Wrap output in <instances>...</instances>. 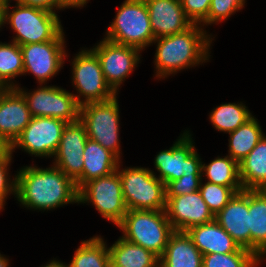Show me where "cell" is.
<instances>
[{
	"instance_id": "6da1fadb",
	"label": "cell",
	"mask_w": 266,
	"mask_h": 267,
	"mask_svg": "<svg viewBox=\"0 0 266 267\" xmlns=\"http://www.w3.org/2000/svg\"><path fill=\"white\" fill-rule=\"evenodd\" d=\"M16 179L17 200L25 207L48 210L59 206L78 203V189L75 182L58 167L21 168Z\"/></svg>"
},
{
	"instance_id": "7a4b0ae2",
	"label": "cell",
	"mask_w": 266,
	"mask_h": 267,
	"mask_svg": "<svg viewBox=\"0 0 266 267\" xmlns=\"http://www.w3.org/2000/svg\"><path fill=\"white\" fill-rule=\"evenodd\" d=\"M193 24L187 30L154 39L157 42L155 53L156 77L160 79L175 74L182 69L196 66L208 60L212 38Z\"/></svg>"
},
{
	"instance_id": "3957f363",
	"label": "cell",
	"mask_w": 266,
	"mask_h": 267,
	"mask_svg": "<svg viewBox=\"0 0 266 267\" xmlns=\"http://www.w3.org/2000/svg\"><path fill=\"white\" fill-rule=\"evenodd\" d=\"M125 240L140 245L160 258L175 231L165 210H127L117 226Z\"/></svg>"
},
{
	"instance_id": "277c9868",
	"label": "cell",
	"mask_w": 266,
	"mask_h": 267,
	"mask_svg": "<svg viewBox=\"0 0 266 267\" xmlns=\"http://www.w3.org/2000/svg\"><path fill=\"white\" fill-rule=\"evenodd\" d=\"M9 4L5 5L4 23H9L16 32L12 42L19 46L54 40L63 31L56 13L18 3L10 12Z\"/></svg>"
},
{
	"instance_id": "5b68a950",
	"label": "cell",
	"mask_w": 266,
	"mask_h": 267,
	"mask_svg": "<svg viewBox=\"0 0 266 267\" xmlns=\"http://www.w3.org/2000/svg\"><path fill=\"white\" fill-rule=\"evenodd\" d=\"M105 39L143 50L155 37L144 0H125L108 26Z\"/></svg>"
},
{
	"instance_id": "8992f818",
	"label": "cell",
	"mask_w": 266,
	"mask_h": 267,
	"mask_svg": "<svg viewBox=\"0 0 266 267\" xmlns=\"http://www.w3.org/2000/svg\"><path fill=\"white\" fill-rule=\"evenodd\" d=\"M117 171L121 179L127 210H165V184L154 171L142 167H129Z\"/></svg>"
},
{
	"instance_id": "52a82bcc",
	"label": "cell",
	"mask_w": 266,
	"mask_h": 267,
	"mask_svg": "<svg viewBox=\"0 0 266 267\" xmlns=\"http://www.w3.org/2000/svg\"><path fill=\"white\" fill-rule=\"evenodd\" d=\"M116 98L80 106L79 120L85 125L89 139L100 143L120 160L119 105Z\"/></svg>"
},
{
	"instance_id": "ba28073f",
	"label": "cell",
	"mask_w": 266,
	"mask_h": 267,
	"mask_svg": "<svg viewBox=\"0 0 266 267\" xmlns=\"http://www.w3.org/2000/svg\"><path fill=\"white\" fill-rule=\"evenodd\" d=\"M87 202H92L103 218L116 226L121 223L127 206L117 170L105 177L92 179L78 189V204Z\"/></svg>"
},
{
	"instance_id": "9c48e42d",
	"label": "cell",
	"mask_w": 266,
	"mask_h": 267,
	"mask_svg": "<svg viewBox=\"0 0 266 267\" xmlns=\"http://www.w3.org/2000/svg\"><path fill=\"white\" fill-rule=\"evenodd\" d=\"M73 83L79 95L73 94L80 106L87 103L105 102L117 94L105 81L100 60L91 50H82L72 62ZM80 96L85 100H81Z\"/></svg>"
},
{
	"instance_id": "30bf717a",
	"label": "cell",
	"mask_w": 266,
	"mask_h": 267,
	"mask_svg": "<svg viewBox=\"0 0 266 267\" xmlns=\"http://www.w3.org/2000/svg\"><path fill=\"white\" fill-rule=\"evenodd\" d=\"M15 88L23 95L33 117L58 118L66 123L79 120L80 105L72 93L56 86H43L31 93Z\"/></svg>"
},
{
	"instance_id": "8fae6325",
	"label": "cell",
	"mask_w": 266,
	"mask_h": 267,
	"mask_svg": "<svg viewBox=\"0 0 266 267\" xmlns=\"http://www.w3.org/2000/svg\"><path fill=\"white\" fill-rule=\"evenodd\" d=\"M183 135L168 150L160 151L155 157L154 166L160 173L158 178L166 185L187 174H201L202 163L191 135Z\"/></svg>"
},
{
	"instance_id": "7c38bea8",
	"label": "cell",
	"mask_w": 266,
	"mask_h": 267,
	"mask_svg": "<svg viewBox=\"0 0 266 267\" xmlns=\"http://www.w3.org/2000/svg\"><path fill=\"white\" fill-rule=\"evenodd\" d=\"M64 32L54 40L21 45L23 75L30 72L41 84L59 72L66 58Z\"/></svg>"
},
{
	"instance_id": "4fadbf2b",
	"label": "cell",
	"mask_w": 266,
	"mask_h": 267,
	"mask_svg": "<svg viewBox=\"0 0 266 267\" xmlns=\"http://www.w3.org/2000/svg\"><path fill=\"white\" fill-rule=\"evenodd\" d=\"M66 124L58 118L32 117L21 135L12 144V152L17 147H21L31 155L54 156Z\"/></svg>"
},
{
	"instance_id": "5bb4252c",
	"label": "cell",
	"mask_w": 266,
	"mask_h": 267,
	"mask_svg": "<svg viewBox=\"0 0 266 267\" xmlns=\"http://www.w3.org/2000/svg\"><path fill=\"white\" fill-rule=\"evenodd\" d=\"M99 58L107 84L116 93L122 81L138 64L140 49L103 39L91 49Z\"/></svg>"
},
{
	"instance_id": "9a60e30c",
	"label": "cell",
	"mask_w": 266,
	"mask_h": 267,
	"mask_svg": "<svg viewBox=\"0 0 266 267\" xmlns=\"http://www.w3.org/2000/svg\"><path fill=\"white\" fill-rule=\"evenodd\" d=\"M88 135L85 125L77 120L63 128L61 140L54 154V166L58 167L74 182L82 175L84 160L82 155Z\"/></svg>"
},
{
	"instance_id": "2e32d148",
	"label": "cell",
	"mask_w": 266,
	"mask_h": 267,
	"mask_svg": "<svg viewBox=\"0 0 266 267\" xmlns=\"http://www.w3.org/2000/svg\"><path fill=\"white\" fill-rule=\"evenodd\" d=\"M165 213L176 231H187L193 226L214 220L213 213L209 210L199 191L166 197Z\"/></svg>"
},
{
	"instance_id": "e0dca14e",
	"label": "cell",
	"mask_w": 266,
	"mask_h": 267,
	"mask_svg": "<svg viewBox=\"0 0 266 267\" xmlns=\"http://www.w3.org/2000/svg\"><path fill=\"white\" fill-rule=\"evenodd\" d=\"M23 95L16 88L0 90V136L11 145L32 119Z\"/></svg>"
},
{
	"instance_id": "ac0fdd59",
	"label": "cell",
	"mask_w": 266,
	"mask_h": 267,
	"mask_svg": "<svg viewBox=\"0 0 266 267\" xmlns=\"http://www.w3.org/2000/svg\"><path fill=\"white\" fill-rule=\"evenodd\" d=\"M155 39L181 33L193 23L183 11L180 0H144Z\"/></svg>"
},
{
	"instance_id": "d6986e66",
	"label": "cell",
	"mask_w": 266,
	"mask_h": 267,
	"mask_svg": "<svg viewBox=\"0 0 266 267\" xmlns=\"http://www.w3.org/2000/svg\"><path fill=\"white\" fill-rule=\"evenodd\" d=\"M214 219L241 248L250 251L248 190L235 193Z\"/></svg>"
},
{
	"instance_id": "ffe728a7",
	"label": "cell",
	"mask_w": 266,
	"mask_h": 267,
	"mask_svg": "<svg viewBox=\"0 0 266 267\" xmlns=\"http://www.w3.org/2000/svg\"><path fill=\"white\" fill-rule=\"evenodd\" d=\"M186 232L202 255L233 253L241 249L215 219L202 225L193 226Z\"/></svg>"
},
{
	"instance_id": "44dd1931",
	"label": "cell",
	"mask_w": 266,
	"mask_h": 267,
	"mask_svg": "<svg viewBox=\"0 0 266 267\" xmlns=\"http://www.w3.org/2000/svg\"><path fill=\"white\" fill-rule=\"evenodd\" d=\"M82 175L75 181L76 188L79 189L86 182L100 177H105L117 170L119 159L100 143L87 139L84 152Z\"/></svg>"
},
{
	"instance_id": "7402d4cb",
	"label": "cell",
	"mask_w": 266,
	"mask_h": 267,
	"mask_svg": "<svg viewBox=\"0 0 266 267\" xmlns=\"http://www.w3.org/2000/svg\"><path fill=\"white\" fill-rule=\"evenodd\" d=\"M202 253L186 231H174L159 258L161 267H202Z\"/></svg>"
},
{
	"instance_id": "603a6c76",
	"label": "cell",
	"mask_w": 266,
	"mask_h": 267,
	"mask_svg": "<svg viewBox=\"0 0 266 267\" xmlns=\"http://www.w3.org/2000/svg\"><path fill=\"white\" fill-rule=\"evenodd\" d=\"M250 251L266 256V190H248Z\"/></svg>"
},
{
	"instance_id": "cb8c5ba5",
	"label": "cell",
	"mask_w": 266,
	"mask_h": 267,
	"mask_svg": "<svg viewBox=\"0 0 266 267\" xmlns=\"http://www.w3.org/2000/svg\"><path fill=\"white\" fill-rule=\"evenodd\" d=\"M243 190H266V136L239 162Z\"/></svg>"
},
{
	"instance_id": "d4e9b609",
	"label": "cell",
	"mask_w": 266,
	"mask_h": 267,
	"mask_svg": "<svg viewBox=\"0 0 266 267\" xmlns=\"http://www.w3.org/2000/svg\"><path fill=\"white\" fill-rule=\"evenodd\" d=\"M111 267H154L159 258L140 245L120 237L110 248Z\"/></svg>"
},
{
	"instance_id": "484cf974",
	"label": "cell",
	"mask_w": 266,
	"mask_h": 267,
	"mask_svg": "<svg viewBox=\"0 0 266 267\" xmlns=\"http://www.w3.org/2000/svg\"><path fill=\"white\" fill-rule=\"evenodd\" d=\"M228 134L230 135L229 156L238 163L254 149L265 135L255 117Z\"/></svg>"
},
{
	"instance_id": "4316f807",
	"label": "cell",
	"mask_w": 266,
	"mask_h": 267,
	"mask_svg": "<svg viewBox=\"0 0 266 267\" xmlns=\"http://www.w3.org/2000/svg\"><path fill=\"white\" fill-rule=\"evenodd\" d=\"M201 174L208 178L207 182L231 187L236 193L243 190L239 177V163L229 155L224 158L218 157L208 165L202 164Z\"/></svg>"
},
{
	"instance_id": "83f0119b",
	"label": "cell",
	"mask_w": 266,
	"mask_h": 267,
	"mask_svg": "<svg viewBox=\"0 0 266 267\" xmlns=\"http://www.w3.org/2000/svg\"><path fill=\"white\" fill-rule=\"evenodd\" d=\"M68 265L69 267H111L107 245L100 236L82 241Z\"/></svg>"
},
{
	"instance_id": "f1b7e54d",
	"label": "cell",
	"mask_w": 266,
	"mask_h": 267,
	"mask_svg": "<svg viewBox=\"0 0 266 267\" xmlns=\"http://www.w3.org/2000/svg\"><path fill=\"white\" fill-rule=\"evenodd\" d=\"M252 117L242 103H226L213 109L209 118L216 130L231 133Z\"/></svg>"
},
{
	"instance_id": "f546056e",
	"label": "cell",
	"mask_w": 266,
	"mask_h": 267,
	"mask_svg": "<svg viewBox=\"0 0 266 267\" xmlns=\"http://www.w3.org/2000/svg\"><path fill=\"white\" fill-rule=\"evenodd\" d=\"M18 75H23V57L21 47L17 43L0 42V86L15 88L12 81Z\"/></svg>"
},
{
	"instance_id": "4dcf8cb0",
	"label": "cell",
	"mask_w": 266,
	"mask_h": 267,
	"mask_svg": "<svg viewBox=\"0 0 266 267\" xmlns=\"http://www.w3.org/2000/svg\"><path fill=\"white\" fill-rule=\"evenodd\" d=\"M260 259L251 251L241 248L233 253L203 255L202 267H257Z\"/></svg>"
},
{
	"instance_id": "1f68e13d",
	"label": "cell",
	"mask_w": 266,
	"mask_h": 267,
	"mask_svg": "<svg viewBox=\"0 0 266 267\" xmlns=\"http://www.w3.org/2000/svg\"><path fill=\"white\" fill-rule=\"evenodd\" d=\"M199 192L214 216L222 210L236 193L231 187L210 182L200 183Z\"/></svg>"
},
{
	"instance_id": "d6a6232c",
	"label": "cell",
	"mask_w": 266,
	"mask_h": 267,
	"mask_svg": "<svg viewBox=\"0 0 266 267\" xmlns=\"http://www.w3.org/2000/svg\"><path fill=\"white\" fill-rule=\"evenodd\" d=\"M244 3L245 0H211L208 17L203 22V26L227 19L231 14L242 9Z\"/></svg>"
},
{
	"instance_id": "836d02e7",
	"label": "cell",
	"mask_w": 266,
	"mask_h": 267,
	"mask_svg": "<svg viewBox=\"0 0 266 267\" xmlns=\"http://www.w3.org/2000/svg\"><path fill=\"white\" fill-rule=\"evenodd\" d=\"M202 174H187L165 185L166 197L190 194L199 191Z\"/></svg>"
},
{
	"instance_id": "e575fe53",
	"label": "cell",
	"mask_w": 266,
	"mask_h": 267,
	"mask_svg": "<svg viewBox=\"0 0 266 267\" xmlns=\"http://www.w3.org/2000/svg\"><path fill=\"white\" fill-rule=\"evenodd\" d=\"M183 11L187 18L193 23L202 25L210 10L211 0H180Z\"/></svg>"
},
{
	"instance_id": "d590c367",
	"label": "cell",
	"mask_w": 266,
	"mask_h": 267,
	"mask_svg": "<svg viewBox=\"0 0 266 267\" xmlns=\"http://www.w3.org/2000/svg\"><path fill=\"white\" fill-rule=\"evenodd\" d=\"M12 154L4 161H0V210L3 209L5 199L10 193L16 195V179L12 182L8 178L9 164L11 163Z\"/></svg>"
},
{
	"instance_id": "8d00e7d4",
	"label": "cell",
	"mask_w": 266,
	"mask_h": 267,
	"mask_svg": "<svg viewBox=\"0 0 266 267\" xmlns=\"http://www.w3.org/2000/svg\"><path fill=\"white\" fill-rule=\"evenodd\" d=\"M16 3L27 5V6H34L49 10L55 13V9H65L62 3L59 0H16ZM54 9V10H53Z\"/></svg>"
},
{
	"instance_id": "74e56055",
	"label": "cell",
	"mask_w": 266,
	"mask_h": 267,
	"mask_svg": "<svg viewBox=\"0 0 266 267\" xmlns=\"http://www.w3.org/2000/svg\"><path fill=\"white\" fill-rule=\"evenodd\" d=\"M12 154V145L0 136V161L6 160Z\"/></svg>"
},
{
	"instance_id": "f35d334b",
	"label": "cell",
	"mask_w": 266,
	"mask_h": 267,
	"mask_svg": "<svg viewBox=\"0 0 266 267\" xmlns=\"http://www.w3.org/2000/svg\"><path fill=\"white\" fill-rule=\"evenodd\" d=\"M62 5L65 7V8H73V7H82L84 6L88 0H59Z\"/></svg>"
},
{
	"instance_id": "ab89813d",
	"label": "cell",
	"mask_w": 266,
	"mask_h": 267,
	"mask_svg": "<svg viewBox=\"0 0 266 267\" xmlns=\"http://www.w3.org/2000/svg\"><path fill=\"white\" fill-rule=\"evenodd\" d=\"M5 5L6 2L3 0H0V28L4 25V18H5Z\"/></svg>"
},
{
	"instance_id": "60d3db41",
	"label": "cell",
	"mask_w": 266,
	"mask_h": 267,
	"mask_svg": "<svg viewBox=\"0 0 266 267\" xmlns=\"http://www.w3.org/2000/svg\"><path fill=\"white\" fill-rule=\"evenodd\" d=\"M44 267H69V265L61 263V261L59 262L56 260H52L51 262H49V264L45 265Z\"/></svg>"
},
{
	"instance_id": "b9f144b4",
	"label": "cell",
	"mask_w": 266,
	"mask_h": 267,
	"mask_svg": "<svg viewBox=\"0 0 266 267\" xmlns=\"http://www.w3.org/2000/svg\"><path fill=\"white\" fill-rule=\"evenodd\" d=\"M9 259L0 254V267H9Z\"/></svg>"
},
{
	"instance_id": "7bdbcfd3",
	"label": "cell",
	"mask_w": 266,
	"mask_h": 267,
	"mask_svg": "<svg viewBox=\"0 0 266 267\" xmlns=\"http://www.w3.org/2000/svg\"><path fill=\"white\" fill-rule=\"evenodd\" d=\"M154 267H161V264L158 262Z\"/></svg>"
}]
</instances>
